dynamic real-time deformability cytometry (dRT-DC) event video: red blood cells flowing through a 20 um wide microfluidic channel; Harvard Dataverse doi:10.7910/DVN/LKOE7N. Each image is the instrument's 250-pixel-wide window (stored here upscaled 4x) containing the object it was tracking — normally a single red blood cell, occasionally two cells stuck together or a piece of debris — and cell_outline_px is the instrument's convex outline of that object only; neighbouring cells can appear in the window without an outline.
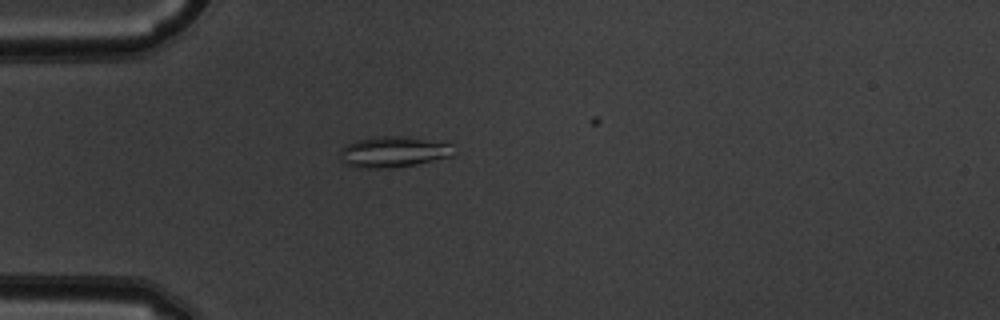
{"species": "common noctule bat (a hibernating species)", "species_latin": "Nyctalus noctula", "temperature_condition": "warm", "stored_images_in_passage": 28, "camera_frame_rate_fps": 3000, "um_per_image_px": 0.085, "animal": {"sex": "male", "body_mass_g": 19.5, "forearm_length_mm": 54.6}, "frame": {"image": 1, "passage_image": 16, "time_ms": 5.0, "image_size_px": [1000, 320], "cell_outline_px": [[456, 156], [416, 164], [388, 168], [356, 168], [344, 164], [340, 160], [340, 148], [348, 144], [360, 140], [384, 136], [400, 136], [452, 144], [456, 152]], "centroid_in_image_um": [33.46, 12.94], "position_along_channel_um": 51.5, "area_um2": 20.46}}
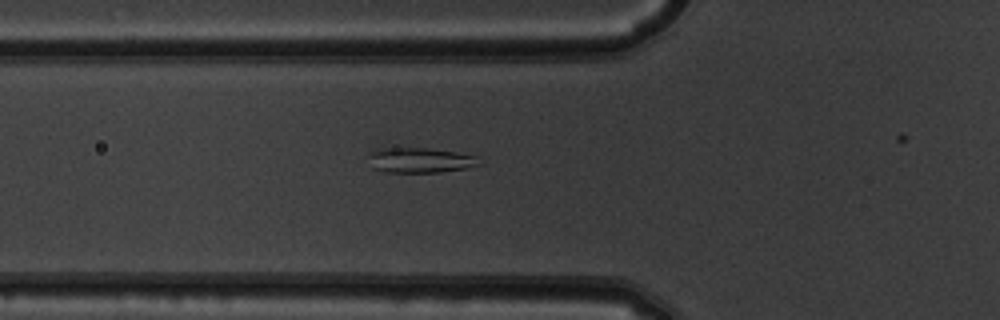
{"frame": {"image": 2, "passage_image": 20, "time_ms": 6.333, "image_size_px": [1000, 320], "cell_outline_px": [[484, 164], [468, 168], [440, 172], [384, 172], [372, 168], [368, 156], [368, 152], [392, 148], [428, 148], [456, 152], [476, 156]], "centroid_in_image_um": [35.75, 13.63], "position_along_channel_um": 90.1, "area_um2": 16.24}}